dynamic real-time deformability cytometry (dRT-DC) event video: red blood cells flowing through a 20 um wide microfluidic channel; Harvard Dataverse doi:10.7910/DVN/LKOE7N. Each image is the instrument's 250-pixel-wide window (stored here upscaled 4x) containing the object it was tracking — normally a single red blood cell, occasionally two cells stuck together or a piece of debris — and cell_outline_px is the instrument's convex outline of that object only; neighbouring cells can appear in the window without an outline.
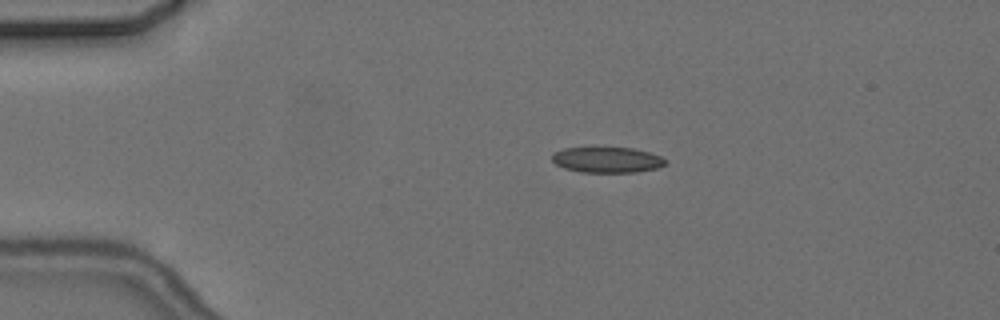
{"species": "common noctule bat (a hibernating species)", "species_latin": "Nyctalus noctula", "temperature_condition": "cold", "stored_images_in_passage": 6, "camera_frame_rate_fps": 3000, "um_per_image_px": 0.085, "animal": {"sex": "female", "body_mass_g": 24.6, "forearm_length_mm": 56.2}, "frame": {"image": 1, "passage_image": 2, "time_ms": 2.0, "image_size_px": [1000, 320], "cell_outline_px": [[668, 160], [664, 164], [656, 168], [636, 172], [580, 172], [564, 168], [556, 164], [552, 160], [552, 152], [564, 148], [632, 148], [648, 152], [660, 156]], "centroid_in_image_um": [51.57, 13.59], "position_along_channel_um": 33.4, "area_um2": 16.82}}
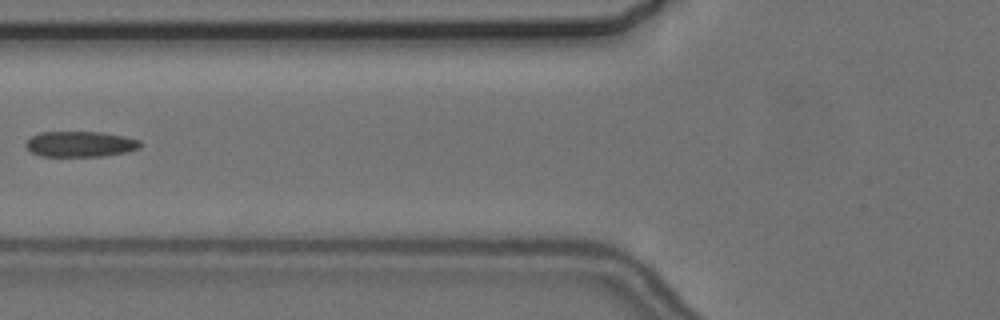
{"frame": {"image": 2, "passage_image": 5, "time_ms": 5.667, "image_size_px": [1000, 320], "cell_outline_px": [[140, 148], [128, 152], [104, 156], [40, 156], [32, 152], [24, 144], [32, 136], [40, 132], [100, 132], [124, 136], [140, 140]], "centroid_in_image_um": [6.84, 12.25], "position_along_channel_um": 119.0, "area_um2": 17.05}}
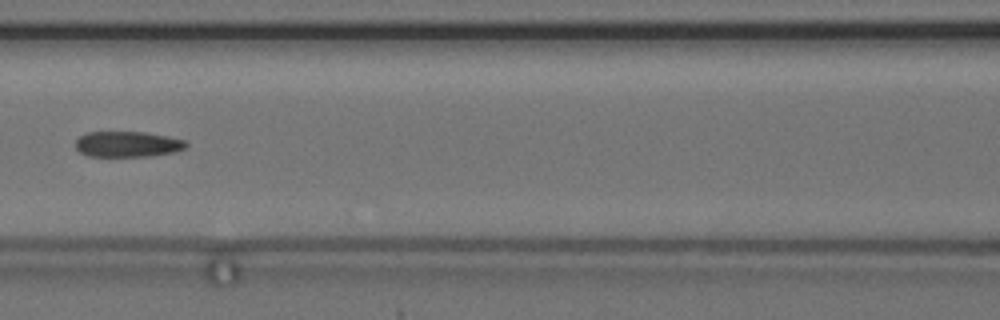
{"frame": {"image": 3, "passage_image": 6, "time_ms": 6.667, "image_size_px": [1000, 320], "cell_outline_px": [[188, 144], [184, 148], [172, 152], [152, 156], [88, 156], [80, 152], [76, 148], [76, 140], [84, 132], [144, 132], [184, 140]], "centroid_in_image_um": [10.79, 12.25], "position_along_channel_um": 155.8, "area_um2": 16.36}}